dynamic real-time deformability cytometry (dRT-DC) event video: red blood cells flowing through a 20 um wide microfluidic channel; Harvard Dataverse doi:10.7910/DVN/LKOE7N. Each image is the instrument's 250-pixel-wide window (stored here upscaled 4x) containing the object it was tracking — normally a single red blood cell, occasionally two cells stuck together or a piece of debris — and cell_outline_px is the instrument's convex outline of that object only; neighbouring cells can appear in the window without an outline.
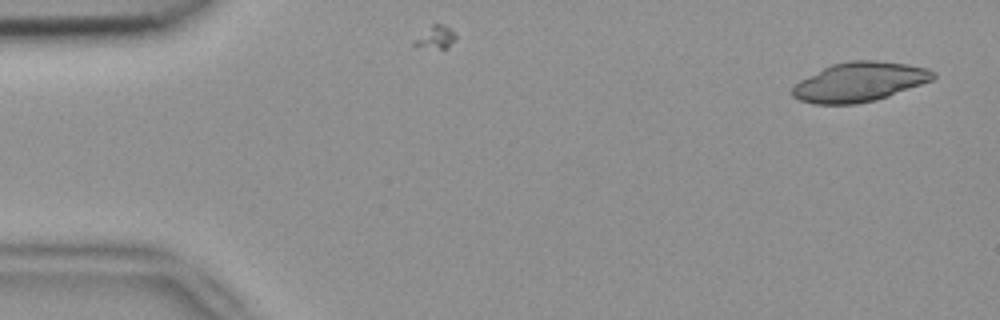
{"species": "common noctule bat (a hibernating species)", "species_latin": "Nyctalus noctula", "temperature_condition": "room temperature", "stored_images_in_passage": 2, "camera_frame_rate_fps": 3000, "um_per_image_px": 0.085, "animal": {"sex": "female", "body_mass_g": 18.4}, "frame": {"image": 1, "passage_image": 1, "time_ms": 0.0, "image_size_px": [1000, 320], "cell_outline_px": [[936, 76], [932, 80], [888, 96], [876, 100], [856, 104], [812, 104], [800, 100], [792, 96], [792, 88], [800, 80], [832, 64], [852, 60], [876, 60], [908, 64], [928, 68], [936, 72]], "centroid_in_image_um": [73.07, 6.96], "position_along_channel_um": 11.9, "area_um2": 32.25}}